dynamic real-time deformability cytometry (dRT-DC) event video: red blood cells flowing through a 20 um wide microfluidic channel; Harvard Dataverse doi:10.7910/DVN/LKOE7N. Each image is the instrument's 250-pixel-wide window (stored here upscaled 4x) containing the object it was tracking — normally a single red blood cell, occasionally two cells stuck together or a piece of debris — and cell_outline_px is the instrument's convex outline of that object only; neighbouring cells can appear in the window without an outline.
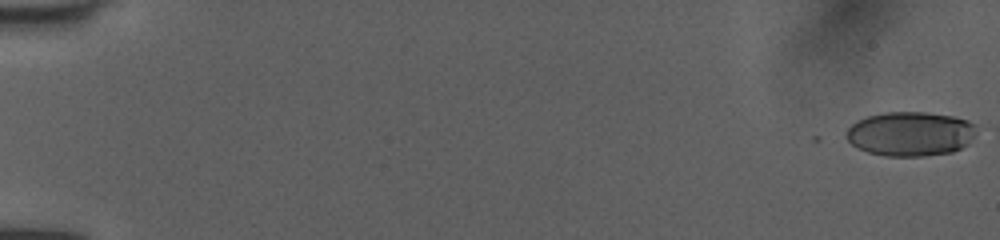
{"species": "human", "species_latin": "Homo sapiens", "temperature_condition": "room temperature", "stored_images_in_passage": 53, "camera_frame_rate_fps": 3000, "um_per_image_px": 0.085, "donor": {"sex": "female"}, "frame": {"image": 1, "passage_image": 1, "time_ms": 0.0, "image_size_px": [1000, 240], "cell_outline_px": [[972, 136], [968, 144], [952, 152], [920, 156], [884, 156], [868, 152], [852, 144], [848, 140], [848, 128], [852, 124], [868, 116], [884, 112], [928, 112], [952, 116], [968, 120], [972, 124]], "centroid_in_image_um": [77.37, 11.37], "position_along_channel_um": 7.6, "area_um2": 33.12}}
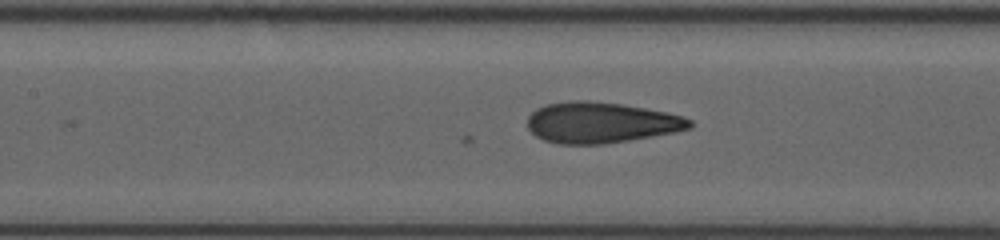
{"frame": {"image": 2, "passage_image": 26, "time_ms": 8.333, "image_size_px": [1000, 240], "cell_outline_px": [[692, 128], [676, 132], [604, 144], [560, 144], [544, 140], [536, 136], [528, 128], [528, 116], [536, 108], [544, 104], [572, 100], [588, 100], [620, 104], [644, 108], [664, 112], [680, 116], [692, 120]], "centroid_in_image_um": [51.04, 10.42], "position_along_channel_um": 156.4, "area_um2": 38.55}}
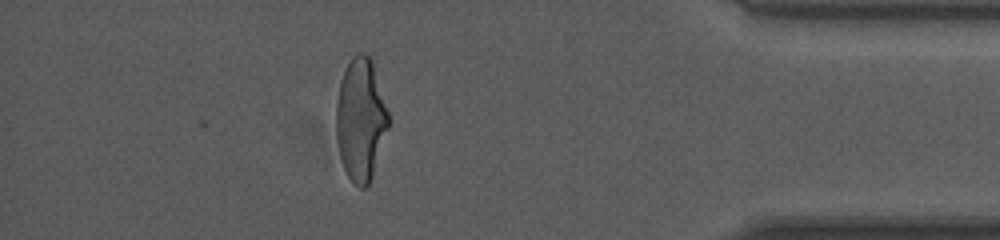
{"frame": {"image": 3, "passage_image": 47, "time_ms": 15.333, "image_size_px": [1000, 240], "cell_outline_px": [[388, 128], [372, 176], [368, 184], [364, 188], [360, 188], [348, 176], [344, 168], [340, 156], [336, 140], [336, 104], [340, 84], [344, 72], [352, 56], [356, 52], [364, 52], [372, 60], [388, 112]], "centroid_in_image_um": [30.65, 10.14], "position_along_channel_um": 404.6, "area_um2": 36.88}, "authors_computed_cell_mechanics": {"area_um2": 37.4544, "velocity_mm_per_s": 4.0336, "shape_relaxation_time_tau1_ms": 10.2381, "shape_relaxation_time_tau2_ms": 0.7585, "deformation_change_tau1": 0.3178, "deformation_change_tau2": 0.0783}}